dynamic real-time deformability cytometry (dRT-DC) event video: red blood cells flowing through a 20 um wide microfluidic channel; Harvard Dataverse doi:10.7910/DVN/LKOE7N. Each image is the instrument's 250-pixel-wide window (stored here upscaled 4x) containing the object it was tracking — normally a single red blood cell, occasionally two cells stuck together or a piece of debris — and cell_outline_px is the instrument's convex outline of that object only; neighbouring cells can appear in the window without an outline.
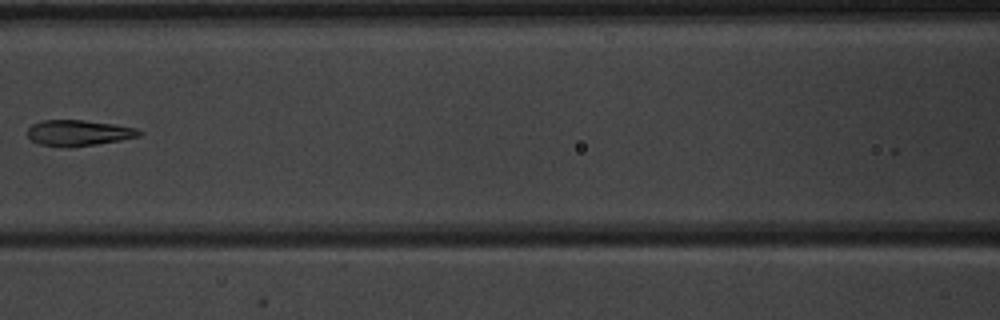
{"species": "common noctule bat (a hibernating species)", "species_latin": "Nyctalus noctula", "temperature_condition": "warm", "stored_images_in_passage": 7, "camera_frame_rate_fps": 3000, "um_per_image_px": 0.085, "animal": {"sex": "male", "body_mass_g": 20.1, "forearm_length_mm": 53.5}, "frame": {"image": 1, "passage_image": 7, "time_ms": 8.0, "image_size_px": [1000, 320], "cell_outline_px": [[144, 132], [140, 136], [120, 140], [96, 144], [68, 148], [40, 144], [32, 140], [28, 136], [28, 128], [32, 124], [40, 120], [84, 120], [112, 124], [136, 128]], "centroid_in_image_um": [6.67, 11.3], "position_along_channel_um": 159.9, "area_um2": 16.82}}